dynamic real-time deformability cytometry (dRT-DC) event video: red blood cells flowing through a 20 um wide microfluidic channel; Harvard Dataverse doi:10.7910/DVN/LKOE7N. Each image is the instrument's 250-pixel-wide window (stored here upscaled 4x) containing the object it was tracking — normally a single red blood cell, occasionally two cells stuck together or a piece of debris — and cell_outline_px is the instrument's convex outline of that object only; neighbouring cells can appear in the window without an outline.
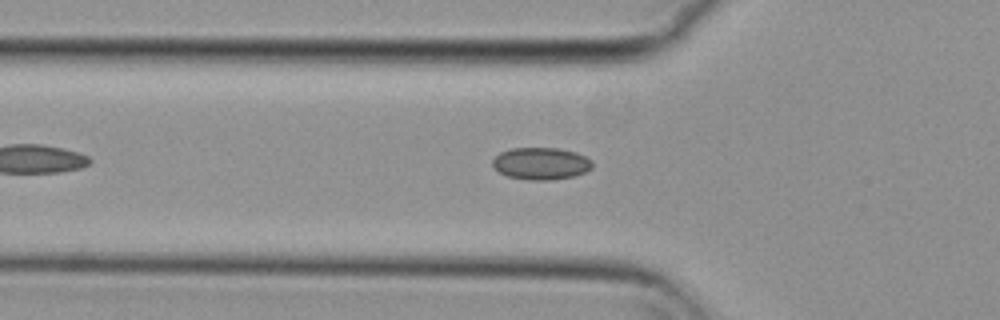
{"species": "common noctule bat (a hibernating species)", "species_latin": "Nyctalus noctula", "temperature_condition": "cold", "stored_images_in_passage": 43, "camera_frame_rate_fps": 3000, "um_per_image_px": 0.085, "animal": {"sex": "female", "body_mass_g": 29.2, "forearm_length_mm": 56.3}, "frame": {"image": 1, "passage_image": 9, "time_ms": 2.667, "image_size_px": [1000, 320], "cell_outline_px": [[592, 168], [584, 172], [572, 176], [552, 180], [528, 180], [508, 176], [500, 172], [492, 164], [492, 160], [500, 152], [512, 148], [556, 148], [576, 152], [592, 160]], "centroid_in_image_um": [45.98, 13.9], "position_along_channel_um": 79.8, "area_um2": 18.55}}
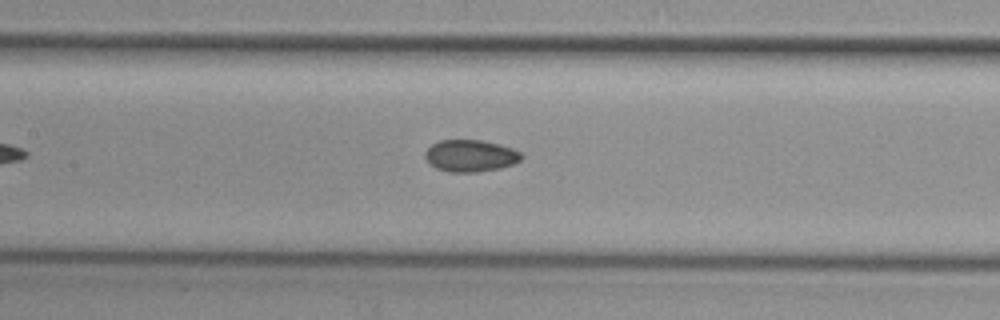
{"frame": {"image": 2, "passage_image": 16, "time_ms": 5.0, "image_size_px": [1000, 320], "cell_outline_px": [[524, 156], [520, 160], [512, 164], [500, 168], [476, 172], [448, 172], [436, 168], [428, 164], [424, 156], [424, 152], [432, 144], [440, 140], [480, 140], [500, 144], [512, 148], [520, 152]], "centroid_in_image_um": [39.96, 13.24], "position_along_channel_um": 167.4, "area_um2": 18.03}}
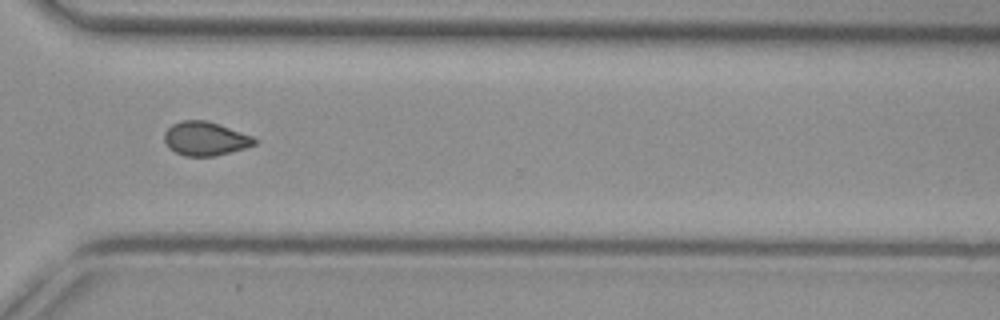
{"frame": {"image": 3, "passage_image": 31, "time_ms": 10.0, "image_size_px": [1000, 320], "cell_outline_px": [[256, 144], [244, 148], [212, 156], [184, 156], [168, 148], [164, 140], [164, 132], [172, 124], [180, 120], [204, 120], [252, 136], [256, 140]], "centroid_in_image_um": [17.38, 11.79], "position_along_channel_um": 353.2, "area_um2": 17.46}, "authors_computed_cell_mechanics": {"area_um2": 17.7446, "velocity_mm_per_s": 3.7201, "shape_relaxation_time_tau1_ms": null, "shape_relaxation_time_tau2_ms": 2.6078, "deformation_change_tau1": null, "deformation_change_tau2": 0.0591}}